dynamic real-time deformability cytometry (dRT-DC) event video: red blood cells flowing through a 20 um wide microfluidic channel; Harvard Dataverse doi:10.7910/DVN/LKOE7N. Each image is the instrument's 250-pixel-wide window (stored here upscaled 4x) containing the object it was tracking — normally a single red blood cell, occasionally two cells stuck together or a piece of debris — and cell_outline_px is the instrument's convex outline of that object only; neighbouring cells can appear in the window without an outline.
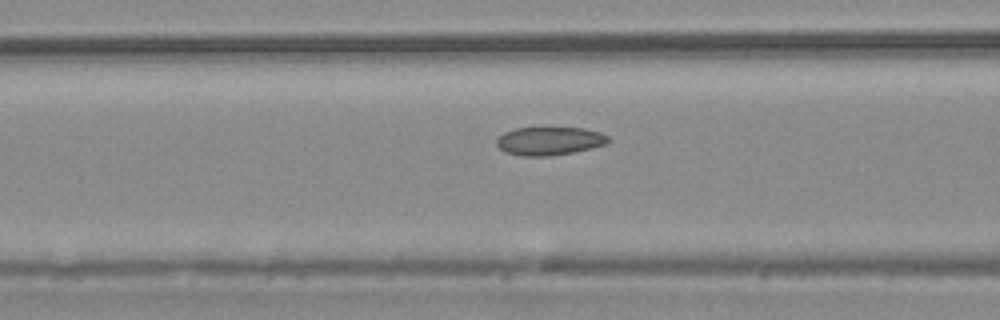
{"species": "common noctule bat (a hibernating species)", "species_latin": "Nyctalus noctula", "temperature_condition": "warm", "stored_images_in_passage": 54, "segment_of_instrument_passage": [1, 2], "camera_frame_rate_fps": 3000, "um_per_image_px": 0.085, "animal": {"sex": "male", "body_mass_g": 20.4}, "frame": {"image": 1, "passage_image": 20, "time_ms": 6.333, "image_size_px": [1000, 320], "cell_outline_px": [[612, 140], [608, 144], [592, 148], [572, 152], [548, 156], [520, 156], [504, 152], [496, 144], [496, 140], [504, 132], [516, 128], [584, 128], [600, 132], [608, 136]], "centroid_in_image_um": [46.72, 11.99], "position_along_channel_um": 119.9, "area_um2": 18.5}}
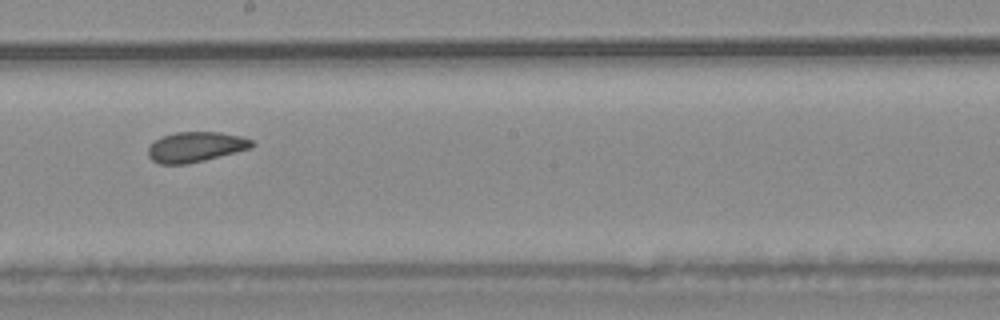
{"frame": {"image": 2, "passage_image": 29, "time_ms": 9.333, "image_size_px": [1000, 320], "cell_outline_px": [[256, 144], [252, 148], [188, 164], [160, 164], [152, 160], [148, 156], [148, 148], [160, 136], [176, 132], [220, 132], [240, 136], [252, 140]], "centroid_in_image_um": [16.64, 12.48], "position_along_channel_um": 231.6, "area_um2": 18.26}}
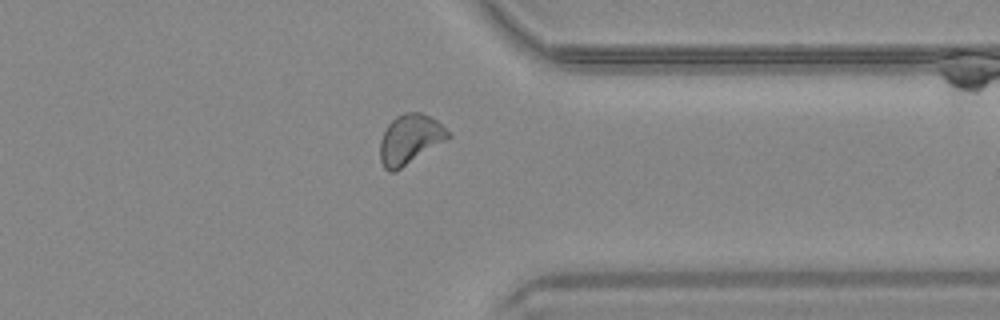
{"frame": {"image": 3, "passage_image": 41, "time_ms": 13.333, "image_size_px": [1000, 320], "cell_outline_px": [[452, 136], [396, 172], [388, 172], [384, 168], [380, 160], [380, 140], [388, 124], [396, 116], [404, 112], [420, 112], [436, 120]], "centroid_in_image_um": [34.81, 11.86], "position_along_channel_um": 376.6, "area_um2": 19.59}}